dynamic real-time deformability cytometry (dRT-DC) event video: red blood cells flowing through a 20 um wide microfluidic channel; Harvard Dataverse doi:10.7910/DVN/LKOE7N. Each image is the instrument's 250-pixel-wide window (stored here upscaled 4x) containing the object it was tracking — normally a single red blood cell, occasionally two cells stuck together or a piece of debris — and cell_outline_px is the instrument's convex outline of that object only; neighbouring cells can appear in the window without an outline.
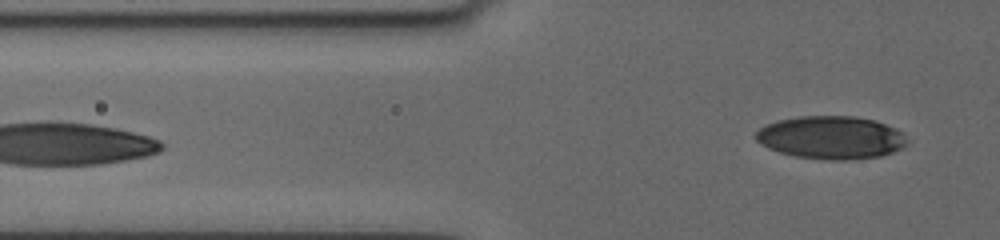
{"species": "human", "species_latin": "Homo sapiens", "temperature_condition": "cold", "stored_images_in_passage": 7, "segment_of_instrument_passage": [2, 2], "camera_frame_rate_fps": 3000, "um_per_image_px": 0.085, "donor": {"sex": "female"}, "frame": {"image": 1, "passage_image": 7, "time_ms": 6.333, "image_size_px": [1000, 240], "cell_outline_px": [[904, 144], [900, 148], [892, 152], [880, 156], [844, 160], [832, 160], [796, 156], [780, 152], [768, 148], [756, 140], [756, 132], [764, 124], [776, 120], [800, 116], [852, 116], [872, 120], [896, 128], [900, 132], [904, 140]], "centroid_in_image_um": [70.57, 11.68], "position_along_channel_um": 55.2, "area_um2": 37.34}}